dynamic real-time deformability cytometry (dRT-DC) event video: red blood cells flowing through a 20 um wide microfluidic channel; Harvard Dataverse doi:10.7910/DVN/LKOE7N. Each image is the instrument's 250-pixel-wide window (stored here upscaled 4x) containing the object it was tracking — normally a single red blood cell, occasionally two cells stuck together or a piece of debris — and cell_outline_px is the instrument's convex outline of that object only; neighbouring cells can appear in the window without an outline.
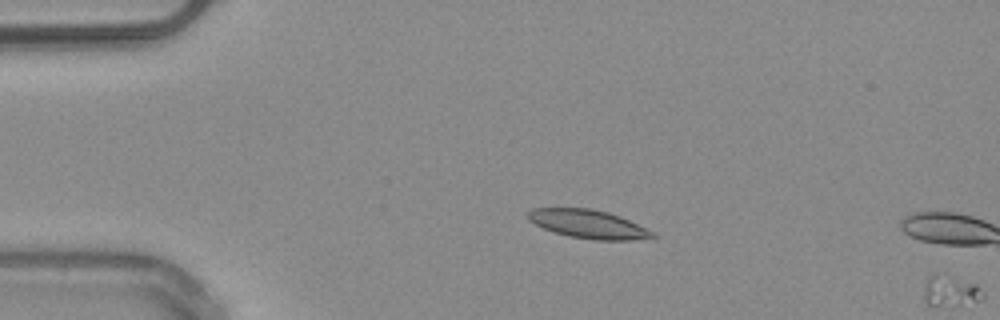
{"species": "common noctule bat (a hibernating species)", "species_latin": "Nyctalus noctula", "temperature_condition": "warm", "stored_images_in_passage": 11, "segment_of_instrument_passage": [2, 2], "camera_frame_rate_fps": 3000, "um_per_image_px": 0.085, "animal": {"sex": "male", "body_mass_g": 20.4}, "frame": {"image": 1, "passage_image": 11, "time_ms": 3.333, "image_size_px": [1000, 320], "cell_outline_px": [[984, 296], [976, 300], [960, 304], [928, 304], [924, 300], [924, 284], [936, 272], [976, 284], [984, 292]], "centroid_in_image_um": [80.78, 24.7], "position_along_channel_um": 4.2, "area_um2": 10.06}}